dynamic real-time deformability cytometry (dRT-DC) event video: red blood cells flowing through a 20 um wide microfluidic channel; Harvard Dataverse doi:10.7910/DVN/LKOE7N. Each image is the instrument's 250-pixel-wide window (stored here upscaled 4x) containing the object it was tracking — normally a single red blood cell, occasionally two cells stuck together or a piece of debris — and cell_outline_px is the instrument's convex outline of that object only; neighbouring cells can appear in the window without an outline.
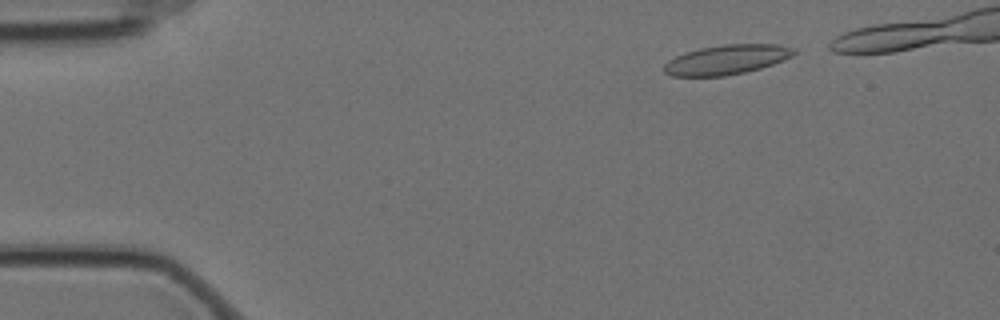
{"species": "Egyptian fruit bat (a non-hibernating species)", "species_latin": "Rousettus aegyptiacus", "temperature_condition": "cold", "stored_images_in_passage": 3, "camera_frame_rate_fps": 3000, "um_per_image_px": 0.085, "animal": {"sex": "female"}, "frame": {"image": 1, "passage_image": 1, "time_ms": 0.0, "image_size_px": [1000, 320], "cell_outline_px": [[796, 52], [792, 56], [772, 64], [760, 68], [744, 72], [724, 76], [672, 76], [664, 72], [664, 64], [668, 60], [676, 56], [700, 48], [724, 44], [776, 44], [796, 48]], "centroid_in_image_um": [61.77, 5.06], "position_along_channel_um": 23.2, "area_um2": 22.25}}